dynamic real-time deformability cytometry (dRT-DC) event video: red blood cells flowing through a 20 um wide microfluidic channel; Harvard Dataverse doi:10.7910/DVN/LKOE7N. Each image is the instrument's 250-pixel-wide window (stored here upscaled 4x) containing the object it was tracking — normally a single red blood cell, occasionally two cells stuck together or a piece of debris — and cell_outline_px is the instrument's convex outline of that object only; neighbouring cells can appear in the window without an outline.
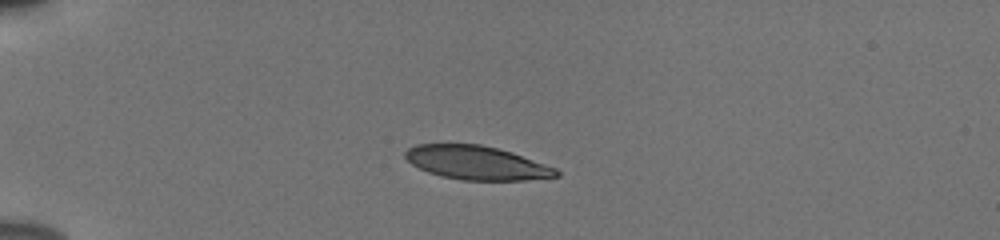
{"species": "human", "species_latin": "Homo sapiens", "temperature_condition": "cold", "stored_images_in_passage": 40, "camera_frame_rate_fps": 3000, "um_per_image_px": 0.085, "donor": {"sex": "male"}, "frame": {"image": 1, "passage_image": 1, "time_ms": 0.0, "image_size_px": [1000, 240], "cell_outline_px": [[560, 176], [524, 180], [460, 180], [428, 172], [412, 164], [404, 156], [404, 152], [408, 148], [416, 144], [480, 144], [512, 152], [556, 168], [560, 172]], "centroid_in_image_um": [40.52, 13.83], "position_along_channel_um": 44.5, "area_um2": 29.54}}
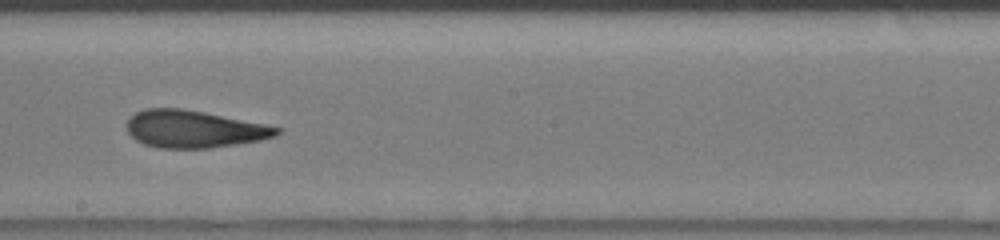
{"frame": {"image": 2, "passage_image": 19, "time_ms": 6.0, "image_size_px": [1000, 240], "cell_outline_px": [[280, 132], [276, 136], [260, 140], [208, 148], [160, 148], [144, 144], [136, 140], [128, 132], [128, 120], [136, 112], [144, 108], [180, 108], [204, 112], [264, 124], [280, 128]], "centroid_in_image_um": [16.47, 10.97], "position_along_channel_um": 231.7, "area_um2": 32.25}}
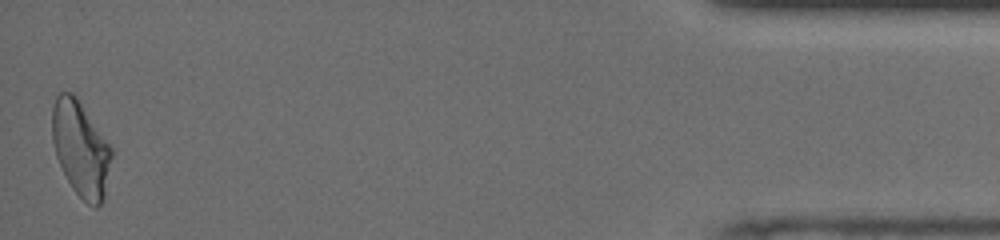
{"frame": {"image": 3, "passage_image": 40, "time_ms": 13.0, "image_size_px": [1000, 240], "cell_outline_px": [[112, 156], [104, 196], [100, 204], [96, 208], [88, 204], [72, 188], [56, 156], [52, 140], [52, 104], [56, 96], [60, 92], [72, 92], [76, 96], [112, 148]], "centroid_in_image_um": [6.84, 12.62], "position_along_channel_um": 428.4, "area_um2": 32.6}, "authors_computed_cell_mechanics": {"area_um2": 32.5992, "velocity_mm_per_s": 3.8528, "shape_relaxation_time_tau1_ms": 4.6192, "shape_relaxation_time_tau2_ms": 2.2923, "deformation_change_tau1": 0.1546, "deformation_change_tau2": 0.1016}}